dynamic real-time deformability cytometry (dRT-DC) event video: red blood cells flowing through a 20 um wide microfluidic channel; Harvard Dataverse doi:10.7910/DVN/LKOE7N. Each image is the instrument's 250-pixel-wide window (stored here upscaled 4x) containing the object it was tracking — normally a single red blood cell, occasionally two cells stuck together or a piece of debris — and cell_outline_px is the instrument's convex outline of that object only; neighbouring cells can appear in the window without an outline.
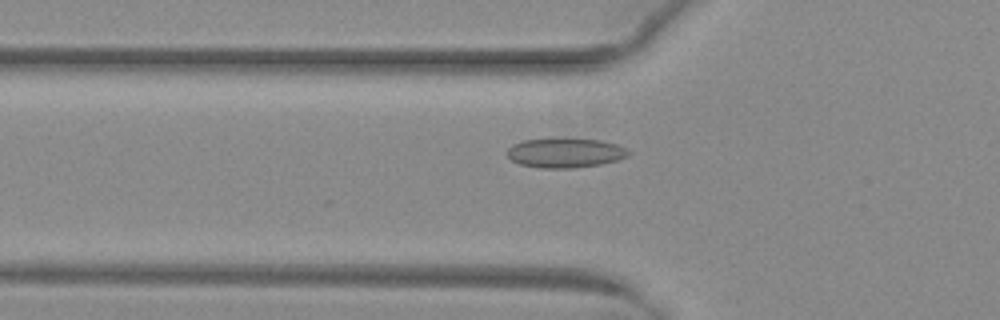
{"species": "common noctule bat (a hibernating species)", "species_latin": "Nyctalus noctula", "temperature_condition": "warm", "stored_images_in_passage": 7, "camera_frame_rate_fps": 3000, "um_per_image_px": 0.085, "animal": {"sex": "female", "body_mass_g": 29.2, "forearm_length_mm": 56.3}, "frame": {"image": 1, "passage_image": 3, "time_ms": 0.667, "image_size_px": [1000, 320], "cell_outline_px": [[632, 152], [628, 156], [616, 160], [600, 164], [572, 168], [540, 168], [520, 164], [512, 160], [504, 152], [512, 144], [524, 140], [552, 136], [600, 140], [616, 144]], "centroid_in_image_um": [47.99, 12.95], "position_along_channel_um": 77.8, "area_um2": 21.5}}
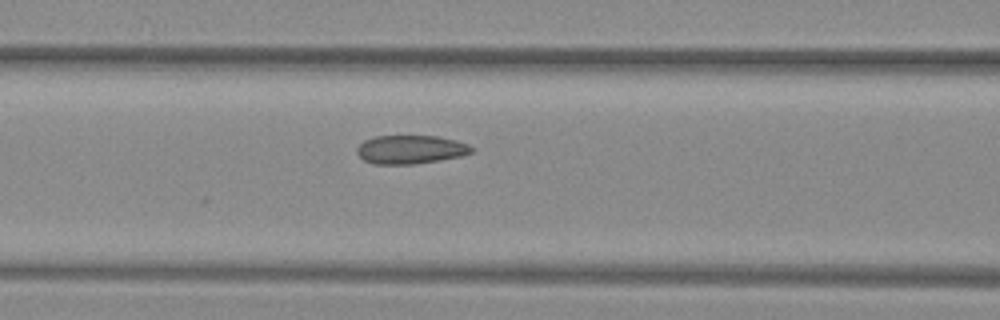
{"frame": {"image": 2, "passage_image": 7, "time_ms": 2.0, "image_size_px": [1000, 320], "cell_outline_px": [[476, 148], [472, 152], [460, 156], [412, 164], [372, 164], [364, 160], [356, 152], [356, 148], [364, 140], [376, 136], [436, 136], [456, 140], [468, 144]], "centroid_in_image_um": [34.89, 12.7], "position_along_channel_um": 131.7, "area_um2": 19.02}}